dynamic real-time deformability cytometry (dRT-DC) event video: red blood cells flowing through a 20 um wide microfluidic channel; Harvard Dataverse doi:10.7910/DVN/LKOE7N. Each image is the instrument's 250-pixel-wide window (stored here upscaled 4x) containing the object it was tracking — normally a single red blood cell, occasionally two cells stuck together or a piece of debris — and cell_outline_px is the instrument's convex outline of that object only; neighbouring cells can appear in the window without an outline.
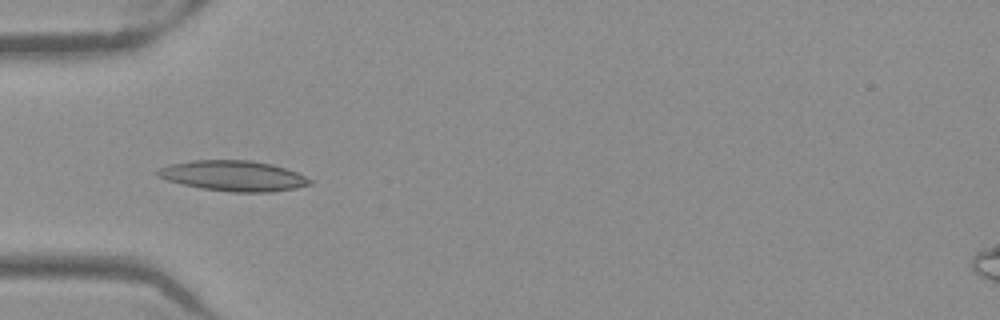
{"species": "Egyptian fruit bat (a non-hibernating species)", "species_latin": "Rousettus aegyptiacus", "temperature_condition": "warm", "stored_images_in_passage": 52, "camera_frame_rate_fps": 3000, "um_per_image_px": 0.085, "frame": {"image": 1, "passage_image": 17, "time_ms": 5.333, "image_size_px": [1000, 320], "cell_outline_px": [[312, 184], [296, 188], [268, 192], [232, 192], [200, 188], [168, 180], [156, 176], [152, 172], [160, 168], [172, 164], [192, 160], [252, 160], [272, 164], [296, 172], [312, 180]], "centroid_in_image_um": [19.82, 14.94], "position_along_channel_um": 65.2, "area_um2": 26.93}}
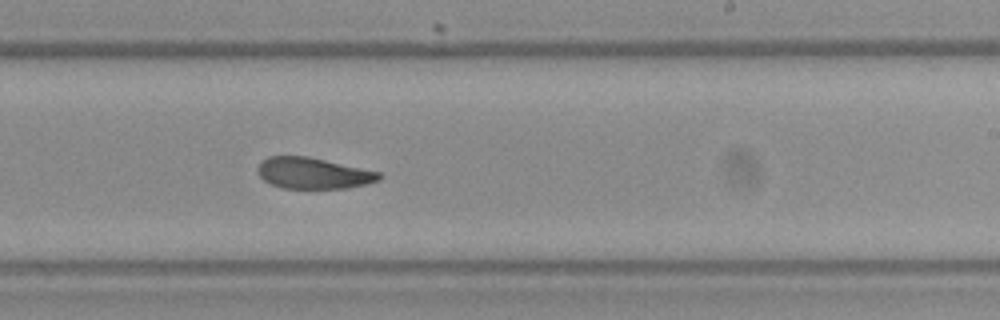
{"frame": {"image": 2, "passage_image": 32, "time_ms": 10.333, "image_size_px": [1000, 320], "cell_outline_px": [[384, 176], [380, 180], [348, 188], [284, 188], [272, 184], [264, 180], [256, 172], [256, 168], [268, 156], [308, 156], [380, 172]], "centroid_in_image_um": [26.63, 14.72], "position_along_channel_um": 262.4, "area_um2": 21.96}}
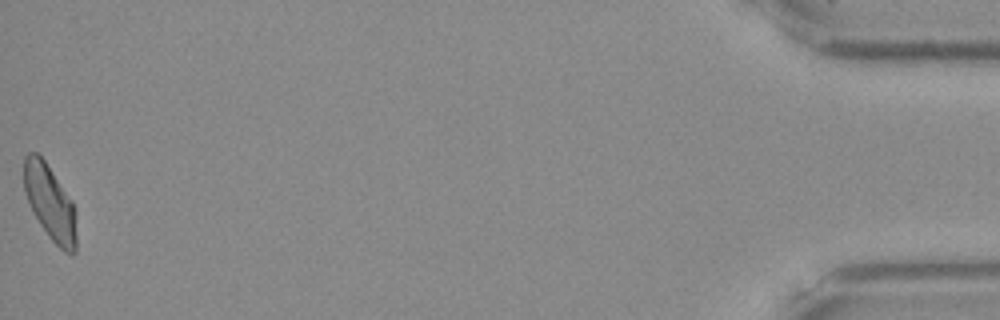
{"frame": {"image": 3, "passage_image": 52, "time_ms": 17.0, "image_size_px": [1000, 320], "cell_outline_px": [[76, 252], [72, 256], [64, 252], [48, 236], [32, 212], [24, 192], [24, 156], [28, 152], [36, 152], [44, 160], [72, 200], [76, 208]], "centroid_in_image_um": [4.26, 17.25], "position_along_channel_um": 430.9, "area_um2": 23.24}, "authors_computed_cell_mechanics": {"area_um2": 23.987, "velocity_mm_per_s": 3.9585, "shape_relaxation_time_tau1_ms": null, "shape_relaxation_time_tau2_ms": 2.4255, "deformation_change_tau1": null, "deformation_change_tau2": 0.0889}}